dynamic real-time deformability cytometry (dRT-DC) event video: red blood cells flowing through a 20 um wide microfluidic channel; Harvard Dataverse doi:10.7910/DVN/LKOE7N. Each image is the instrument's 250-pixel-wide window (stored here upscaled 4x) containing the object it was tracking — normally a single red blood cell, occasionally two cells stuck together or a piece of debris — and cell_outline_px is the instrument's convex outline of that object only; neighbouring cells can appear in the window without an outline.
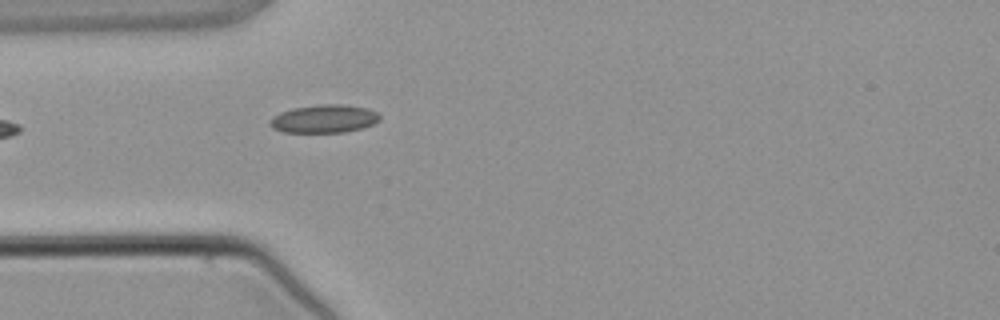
{"species": "common noctule bat (a hibernating species)", "species_latin": "Nyctalus noctula", "temperature_condition": "warm", "stored_images_in_passage": 1, "camera_frame_rate_fps": 3000, "um_per_image_px": 0.085, "animal": {"sex": "male", "body_mass_g": 21.5, "forearm_length_mm": 52.0}, "frame": {"image": 1, "passage_image": 1, "time_ms": 0.0, "image_size_px": [1000, 320], "cell_outline_px": [[380, 120], [364, 128], [344, 132], [284, 132], [272, 128], [268, 124], [268, 120], [272, 116], [280, 112], [292, 108], [320, 104], [344, 104], [368, 108], [376, 112], [380, 116]], "centroid_in_image_um": [27.52, 10.09], "position_along_channel_um": 57.5, "area_um2": 18.21}}